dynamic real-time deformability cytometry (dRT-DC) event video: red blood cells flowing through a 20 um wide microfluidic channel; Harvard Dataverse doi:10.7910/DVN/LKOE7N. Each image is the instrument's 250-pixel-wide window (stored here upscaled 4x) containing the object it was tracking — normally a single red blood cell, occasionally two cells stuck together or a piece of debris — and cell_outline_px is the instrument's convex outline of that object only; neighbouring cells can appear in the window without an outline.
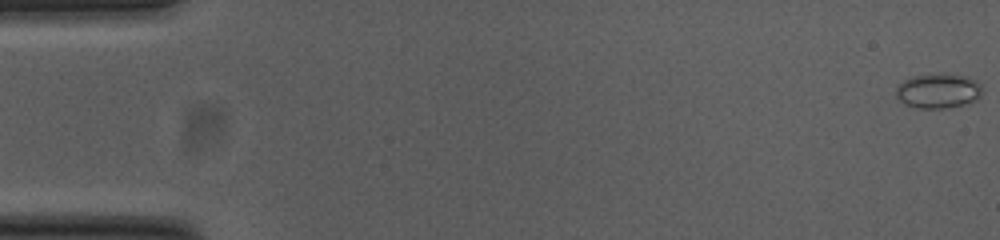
{"species": "common noctule bat (a hibernating species)", "species_latin": "Nyctalus noctula", "temperature_condition": "cold", "stored_images_in_passage": 54, "camera_frame_rate_fps": 3000, "um_per_image_px": 0.085, "animal": {"sex": "female", "body_mass_g": 23.0, "forearm_length_mm": 53.4}, "frame": {"image": 1, "passage_image": 1, "time_ms": 0.0, "image_size_px": [1000, 240], "cell_outline_px": [[984, 88], [980, 96], [976, 100], [964, 104], [944, 108], [920, 108], [908, 104], [900, 100], [896, 96], [896, 88], [904, 80], [912, 76], [948, 72], [964, 76], [976, 80]], "centroid_in_image_um": [79.79, 7.69], "position_along_channel_um": 5.2, "area_um2": 17.51}}
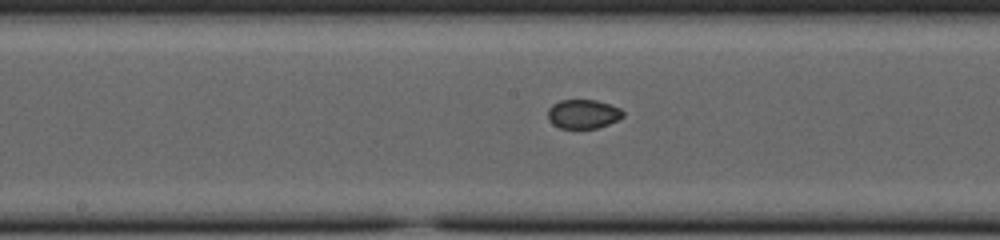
{"frame": {"image": 2, "passage_image": 28, "time_ms": 9.0, "image_size_px": [1000, 240], "cell_outline_px": [[624, 116], [608, 124], [596, 128], [560, 128], [552, 124], [548, 120], [548, 108], [552, 104], [560, 100], [596, 100], [620, 108], [624, 112]], "centroid_in_image_um": [49.54, 9.69], "position_along_channel_um": 198.7, "area_um2": 12.72}}
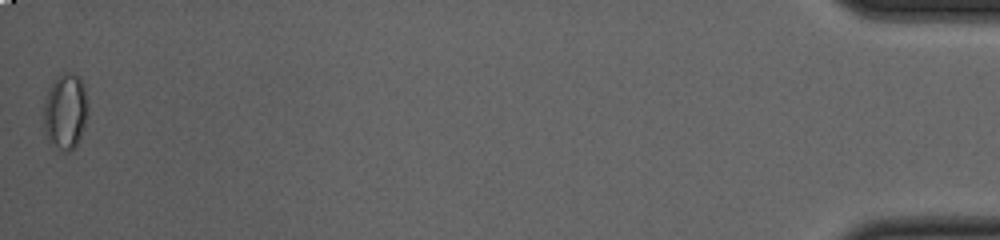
{"frame": {"image": 3, "passage_image": 54, "time_ms": 17.667, "image_size_px": [1000, 240], "cell_outline_px": [[88, 112], [84, 128], [76, 144], [72, 148], [52, 148], [48, 144], [44, 132], [44, 100], [56, 76], [64, 72], [68, 72], [80, 76], [84, 84], [88, 104]], "centroid_in_image_um": [5.55, 9.44], "position_along_channel_um": 429.6, "area_um2": 19.71}}